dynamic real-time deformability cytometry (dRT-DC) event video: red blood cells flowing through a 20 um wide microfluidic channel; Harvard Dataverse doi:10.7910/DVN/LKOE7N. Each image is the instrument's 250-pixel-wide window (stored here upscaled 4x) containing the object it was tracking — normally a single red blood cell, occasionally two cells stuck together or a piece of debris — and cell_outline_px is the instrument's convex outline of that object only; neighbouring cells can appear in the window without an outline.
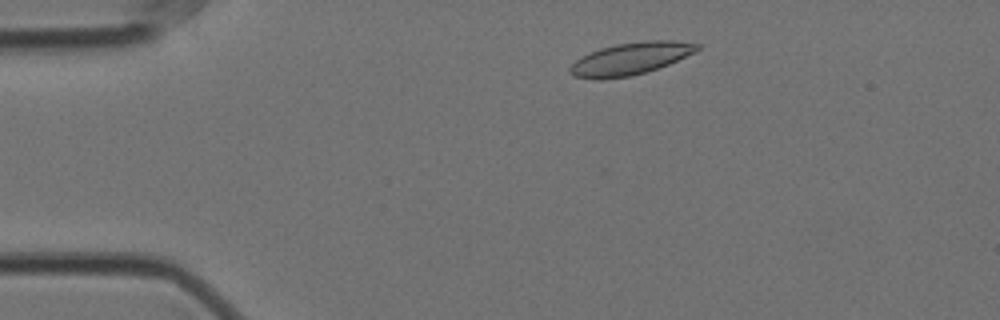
{"species": "Egyptian fruit bat (a non-hibernating species)", "species_latin": "Rousettus aegyptiacus", "temperature_condition": "cold", "stored_images_in_passage": 53, "camera_frame_rate_fps": 3000, "um_per_image_px": 0.085, "animal": {"sex": "female"}, "frame": {"image": 1, "passage_image": 6, "time_ms": 1.667, "image_size_px": [1000, 320], "cell_outline_px": [[700, 48], [696, 52], [668, 64], [632, 76], [600, 80], [592, 80], [572, 76], [568, 72], [568, 68], [576, 60], [600, 48], [616, 44], [644, 40], [676, 40], [700, 44]], "centroid_in_image_um": [53.58, 4.99], "position_along_channel_um": 31.4, "area_um2": 24.04}}
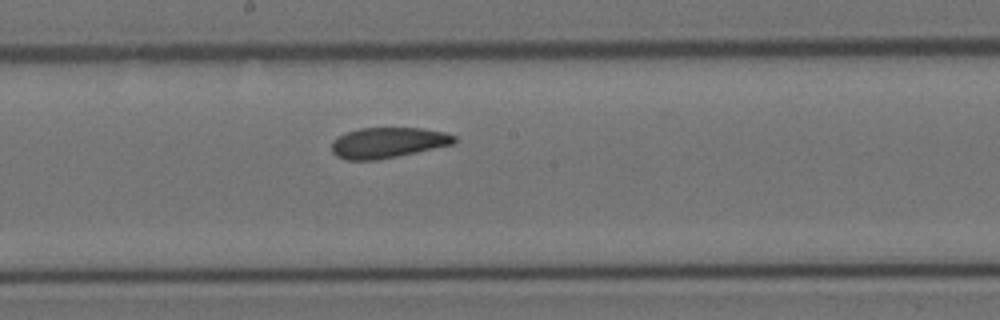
{"frame": {"image": 2, "passage_image": 26, "time_ms": 8.333, "image_size_px": [1000, 320], "cell_outline_px": [[456, 144], [376, 160], [344, 160], [336, 156], [332, 152], [332, 140], [348, 132], [360, 128], [420, 128], [444, 132], [456, 136]], "centroid_in_image_um": [32.97, 12.13], "position_along_channel_um": 215.2, "area_um2": 21.79}}
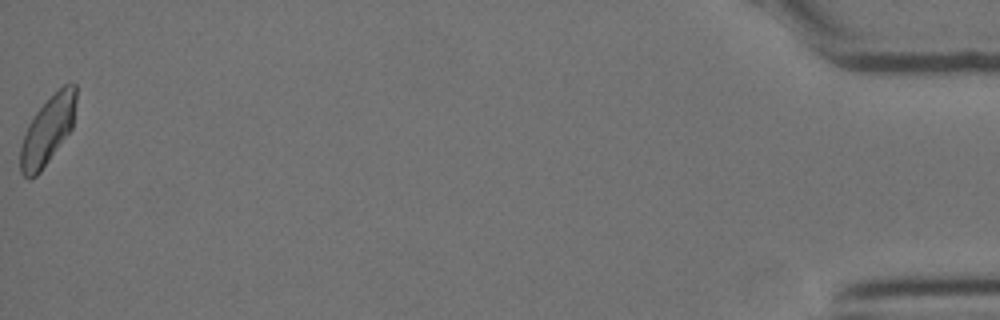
{"frame": {"image": 3, "passage_image": 53, "time_ms": 17.333, "image_size_px": [1000, 320], "cell_outline_px": [[76, 100], [72, 128], [40, 172], [36, 176], [28, 180], [20, 172], [20, 148], [28, 124], [36, 112], [64, 84], [76, 84]], "centroid_in_image_um": [4.04, 11.12], "position_along_channel_um": 431.2, "area_um2": 21.68}, "authors_computed_cell_mechanics": {"area_um2": 22.7154, "velocity_mm_per_s": 3.5038, "shape_relaxation_time_tau1_ms": 4.653, "shape_relaxation_time_tau2_ms": 3.9902, "deformation_change_tau1": 0.1243, "deformation_change_tau2": 0.0555}}